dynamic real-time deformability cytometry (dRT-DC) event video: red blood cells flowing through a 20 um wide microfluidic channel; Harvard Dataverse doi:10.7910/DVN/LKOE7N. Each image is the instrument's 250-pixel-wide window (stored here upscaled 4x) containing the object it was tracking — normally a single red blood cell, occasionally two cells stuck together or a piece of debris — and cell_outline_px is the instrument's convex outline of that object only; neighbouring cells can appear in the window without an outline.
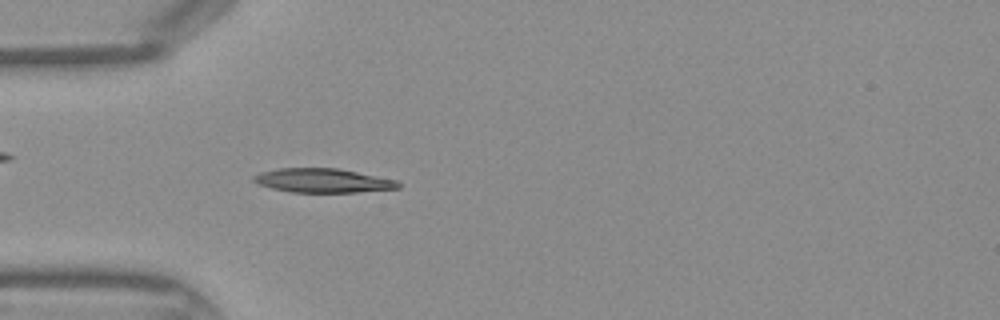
{"species": "Egyptian fruit bat (a non-hibernating species)", "species_latin": "Rousettus aegyptiacus", "temperature_condition": "warm", "stored_images_in_passage": 35, "camera_frame_rate_fps": 3000, "um_per_image_px": 0.085, "frame": {"image": 1, "passage_image": 4, "time_ms": 1.0, "image_size_px": [1000, 320], "cell_outline_px": [[400, 188], [356, 192], [288, 192], [272, 188], [260, 184], [252, 180], [252, 176], [260, 172], [276, 168], [336, 168], [396, 180], [400, 184]], "centroid_in_image_um": [27.39, 15.34], "position_along_channel_um": 57.6, "area_um2": 20.11}}
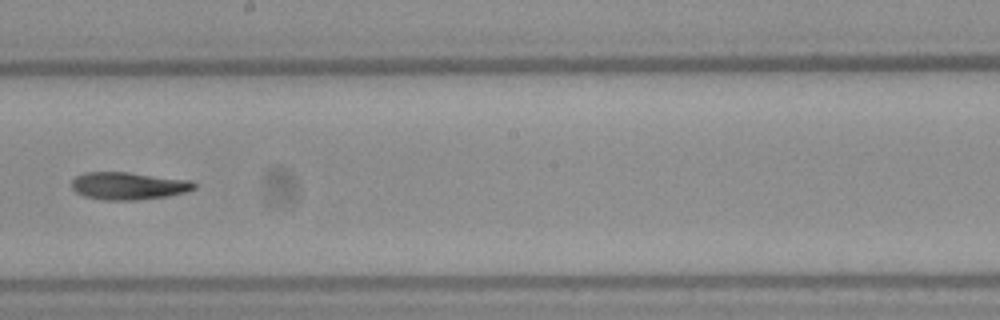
{"frame": {"image": 2, "passage_image": 16, "time_ms": 5.0, "image_size_px": [1000, 320], "cell_outline_px": [[196, 188], [188, 192], [168, 196], [136, 200], [104, 200], [84, 196], [76, 192], [72, 188], [72, 180], [76, 176], [84, 172], [128, 172], [192, 180], [196, 184]], "centroid_in_image_um": [10.95, 15.79], "position_along_channel_um": 237.3, "area_um2": 19.83}}
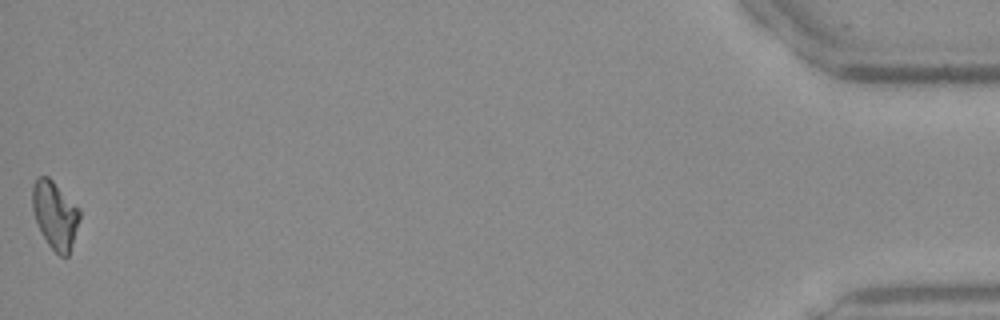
{"frame": {"image": 3, "passage_image": 35, "time_ms": 11.333, "image_size_px": [1000, 320], "cell_outline_px": [[80, 220], [68, 256], [60, 256], [48, 244], [36, 220], [32, 208], [32, 184], [36, 176], [48, 176], [80, 208]], "centroid_in_image_um": [4.68, 18.23], "position_along_channel_um": 430.5, "area_um2": 18.55}}